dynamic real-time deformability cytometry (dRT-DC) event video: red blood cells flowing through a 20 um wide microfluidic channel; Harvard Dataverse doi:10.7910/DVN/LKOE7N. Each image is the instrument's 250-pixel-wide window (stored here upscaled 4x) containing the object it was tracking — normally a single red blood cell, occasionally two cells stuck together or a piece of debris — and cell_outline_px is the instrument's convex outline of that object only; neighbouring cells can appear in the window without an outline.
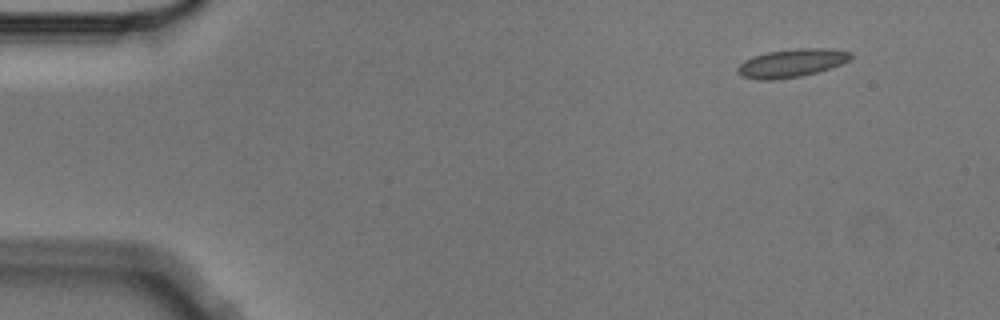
{"species": "Egyptian fruit bat (a non-hibernating species)", "species_latin": "Rousettus aegyptiacus", "temperature_condition": "cold", "stored_images_in_passage": 4, "camera_frame_rate_fps": 3000, "um_per_image_px": 0.085, "animal": {"sex": "male"}, "frame": {"image": 1, "passage_image": 1, "time_ms": 0.0, "image_size_px": [1000, 320], "cell_outline_px": [[852, 56], [848, 60], [832, 68], [800, 76], [776, 80], [760, 80], [740, 76], [736, 72], [736, 68], [744, 60], [752, 56], [768, 52], [796, 48], [832, 48], [852, 52]], "centroid_in_image_um": [67.26, 5.36], "position_along_channel_um": 17.7, "area_um2": 18.79}}
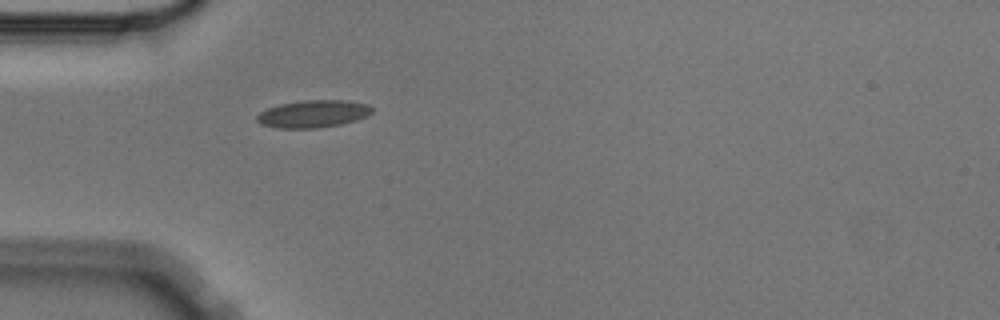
{"frame": {"image": 2, "passage_image": 4, "time_ms": 1.0, "image_size_px": [1000, 320], "cell_outline_px": [[372, 112], [368, 116], [356, 120], [340, 124], [316, 128], [276, 128], [260, 124], [256, 120], [256, 116], [260, 112], [268, 108], [280, 104], [304, 100], [344, 100], [368, 104], [372, 108]], "centroid_in_image_um": [26.61, 9.68], "position_along_channel_um": 58.4, "area_um2": 18.38}}